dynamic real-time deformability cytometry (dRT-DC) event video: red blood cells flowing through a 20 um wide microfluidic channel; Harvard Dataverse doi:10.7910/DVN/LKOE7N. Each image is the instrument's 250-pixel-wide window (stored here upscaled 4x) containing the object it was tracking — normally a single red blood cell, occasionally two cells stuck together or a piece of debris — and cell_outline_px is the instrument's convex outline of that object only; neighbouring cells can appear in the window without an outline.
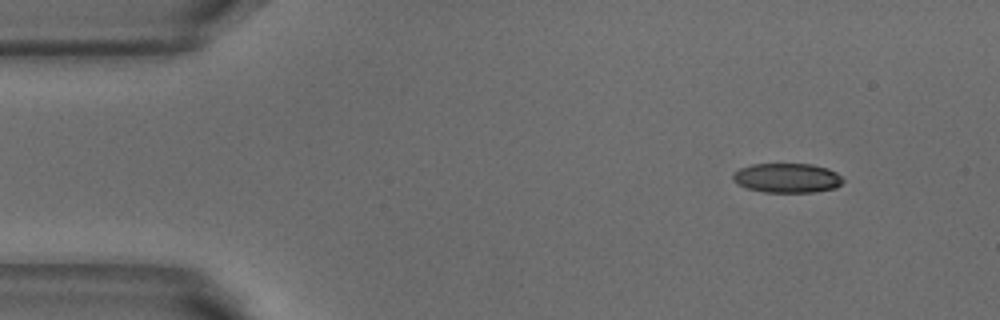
{"species": "common noctule bat (a hibernating species)", "species_latin": "Nyctalus noctula", "temperature_condition": "warm", "stored_images_in_passage": 5, "camera_frame_rate_fps": 3000, "um_per_image_px": 0.085, "animal": {"sex": "male", "body_mass_g": 18.8}, "frame": {"image": 1, "passage_image": 1, "time_ms": 0.0, "image_size_px": [1000, 320], "cell_outline_px": [[844, 180], [836, 188], [812, 192], [764, 192], [748, 188], [736, 184], [732, 180], [732, 176], [740, 168], [752, 164], [812, 164], [828, 168], [836, 172]], "centroid_in_image_um": [66.9, 15.12], "position_along_channel_um": 18.1, "area_um2": 18.9}}
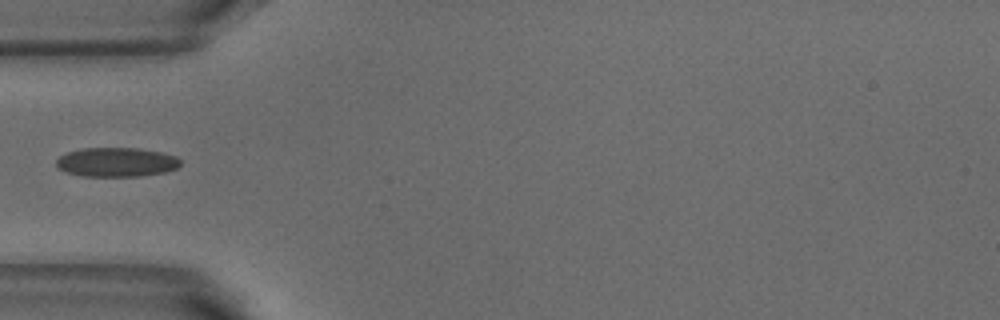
{"frame": {"image": 2, "passage_image": 4, "time_ms": 1.0, "image_size_px": [1000, 320], "cell_outline_px": [[180, 164], [176, 168], [164, 172], [140, 176], [84, 176], [64, 172], [56, 168], [56, 160], [60, 156], [68, 152], [84, 148], [136, 148], [160, 152], [176, 156], [180, 160]], "centroid_in_image_um": [9.86, 13.79], "position_along_channel_um": 75.1, "area_um2": 21.1}}
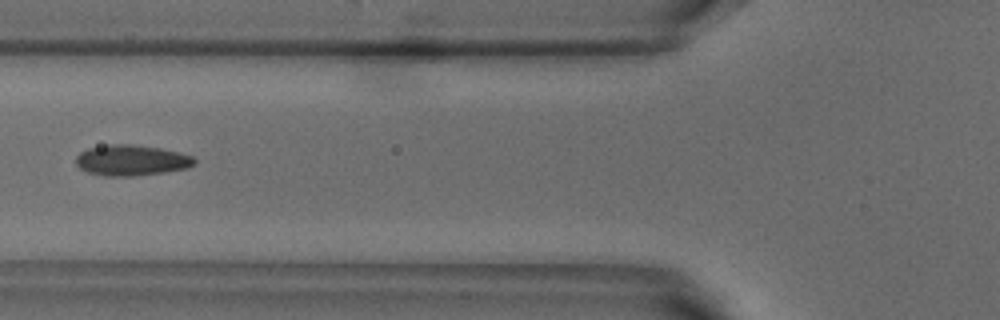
{"frame": {"image": 3, "passage_image": 5, "time_ms": 1.333, "image_size_px": [1000, 320], "cell_outline_px": [[196, 164], [188, 168], [164, 172], [136, 176], [104, 176], [88, 172], [80, 168], [76, 164], [76, 156], [80, 152], [88, 148], [108, 144], [132, 144], [160, 148], [192, 156], [196, 160]], "centroid_in_image_um": [11.16, 13.63], "position_along_channel_um": 114.6, "area_um2": 21.27}}